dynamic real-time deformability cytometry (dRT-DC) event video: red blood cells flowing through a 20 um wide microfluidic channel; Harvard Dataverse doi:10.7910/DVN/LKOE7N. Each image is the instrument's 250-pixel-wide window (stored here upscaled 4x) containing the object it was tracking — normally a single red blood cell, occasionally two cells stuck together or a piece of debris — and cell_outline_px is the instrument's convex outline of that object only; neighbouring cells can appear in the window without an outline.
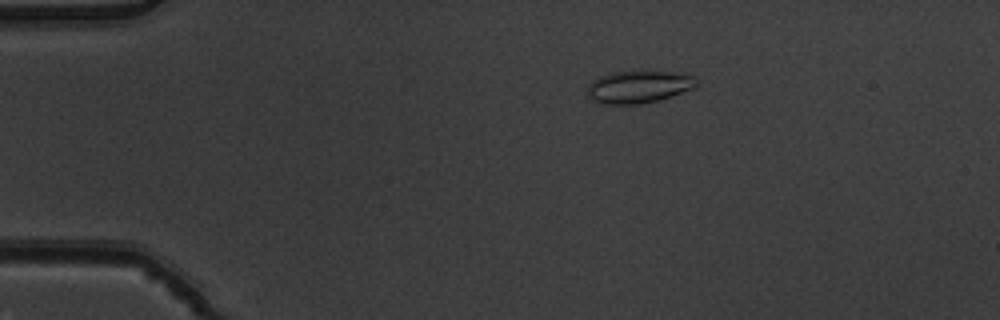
{"species": "common noctule bat (a hibernating species)", "species_latin": "Nyctalus noctula", "temperature_condition": "warm", "stored_images_in_passage": 6, "camera_frame_rate_fps": 3000, "um_per_image_px": 0.085, "animal": {"sex": "male", "body_mass_g": 19.5, "forearm_length_mm": 54.6}, "frame": {"image": 1, "passage_image": 2, "time_ms": 0.333, "image_size_px": [1000, 320], "cell_outline_px": [[696, 84], [692, 88], [656, 100], [640, 104], [604, 104], [592, 100], [588, 96], [588, 84], [592, 80], [600, 76], [612, 72], [632, 68], [640, 68], [672, 72], [692, 76], [696, 80]], "centroid_in_image_um": [54.2, 7.32], "position_along_channel_um": 30.8, "area_um2": 20.98}}
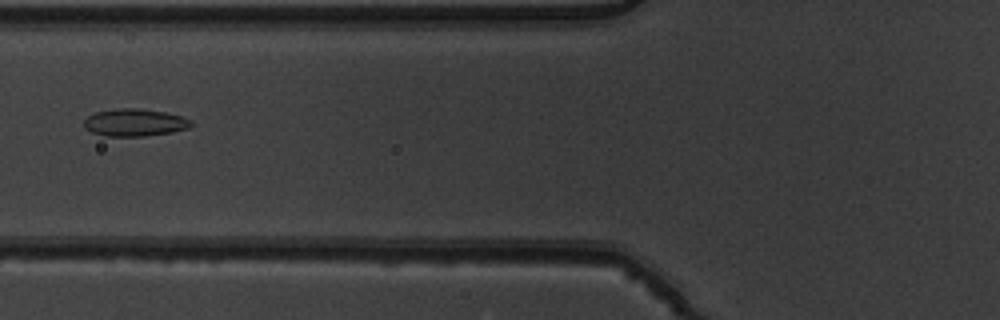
{"frame": {"image": 2, "passage_image": 5, "time_ms": 1.333, "image_size_px": [1000, 320], "cell_outline_px": [[192, 124], [188, 128], [172, 132], [144, 136], [104, 136], [92, 132], [84, 128], [84, 120], [92, 112], [116, 108], [140, 108], [164, 112], [180, 116], [192, 120]], "centroid_in_image_um": [11.41, 10.41], "position_along_channel_um": 114.4, "area_um2": 17.22}}
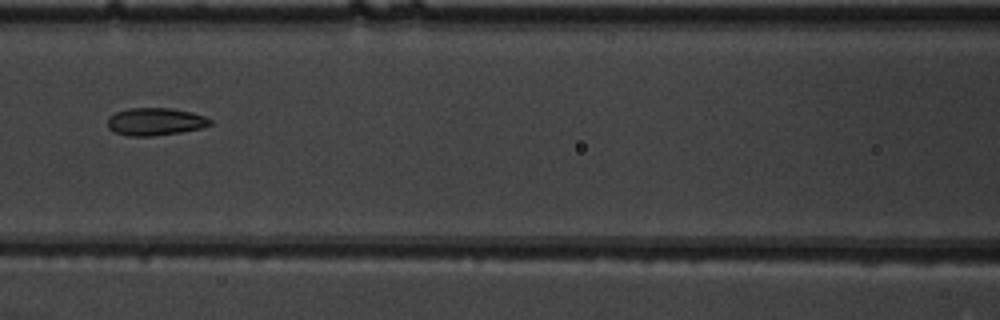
{"frame": {"image": 3, "passage_image": 6, "time_ms": 1.667, "image_size_px": [1000, 320], "cell_outline_px": [[212, 124], [200, 128], [180, 132], [152, 136], [128, 136], [112, 132], [108, 128], [108, 120], [116, 112], [128, 108], [168, 108], [192, 112], [204, 116], [212, 120]], "centroid_in_image_um": [13.19, 10.34], "position_along_channel_um": 153.4, "area_um2": 16.42}}